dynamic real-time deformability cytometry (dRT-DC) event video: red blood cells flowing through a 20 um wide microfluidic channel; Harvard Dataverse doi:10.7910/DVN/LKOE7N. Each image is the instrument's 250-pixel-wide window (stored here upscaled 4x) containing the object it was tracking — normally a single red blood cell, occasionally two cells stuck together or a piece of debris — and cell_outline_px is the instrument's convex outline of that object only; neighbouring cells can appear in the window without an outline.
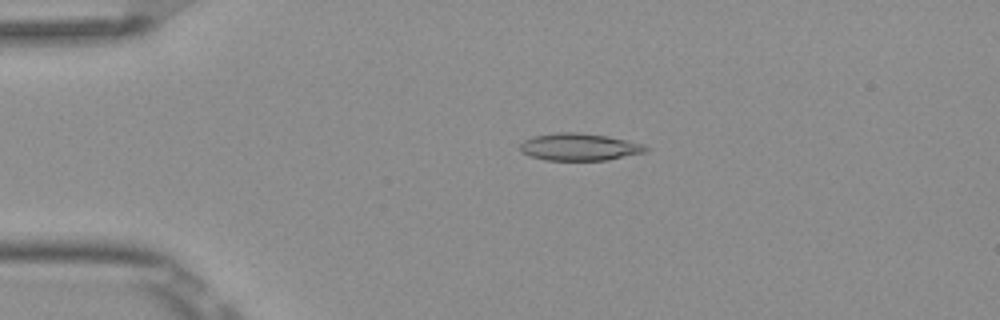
{"species": "Egyptian fruit bat (a non-hibernating species)", "species_latin": "Rousettus aegyptiacus", "temperature_condition": "room temperature", "stored_images_in_passage": 4, "camera_frame_rate_fps": 3000, "um_per_image_px": 0.085, "frame": {"image": 1, "passage_image": 3, "time_ms": 0.667, "image_size_px": [1000, 320], "cell_outline_px": [[648, 152], [608, 160], [544, 160], [520, 152], [520, 144], [524, 140], [532, 136], [556, 132], [580, 132], [608, 136], [644, 144], [648, 148]], "centroid_in_image_um": [49.25, 12.49], "position_along_channel_um": 35.7, "area_um2": 20.17}}